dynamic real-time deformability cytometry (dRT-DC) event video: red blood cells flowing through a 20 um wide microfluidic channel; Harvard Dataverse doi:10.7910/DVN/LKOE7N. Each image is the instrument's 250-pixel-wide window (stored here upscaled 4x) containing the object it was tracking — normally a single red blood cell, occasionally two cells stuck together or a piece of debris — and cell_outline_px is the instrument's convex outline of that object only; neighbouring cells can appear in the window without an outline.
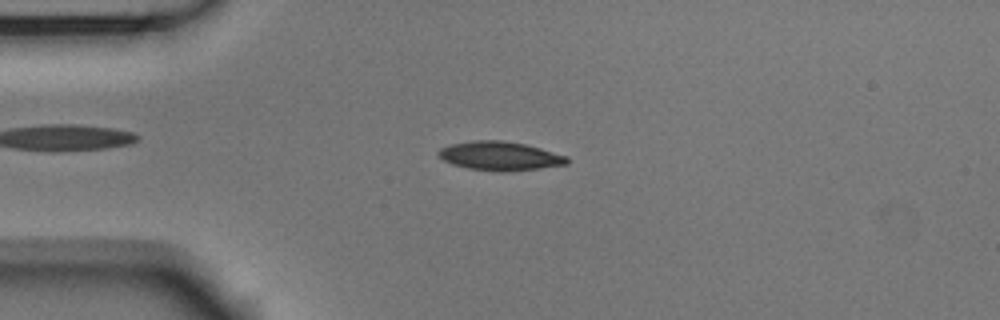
{"species": "Egyptian fruit bat (a non-hibernating species)", "species_latin": "Rousettus aegyptiacus", "temperature_condition": "room temperature", "stored_images_in_passage": 52, "camera_frame_rate_fps": 3000, "um_per_image_px": 0.085, "animal": {"sex": "male"}, "frame": {"image": 1, "passage_image": 12, "time_ms": 3.667, "image_size_px": [1000, 320], "cell_outline_px": [[568, 164], [504, 172], [500, 172], [468, 168], [452, 164], [444, 160], [436, 152], [440, 148], [452, 144], [472, 140], [504, 140], [524, 144], [540, 148], [568, 156]], "centroid_in_image_um": [42.48, 13.25], "position_along_channel_um": 42.5, "area_um2": 21.5}}
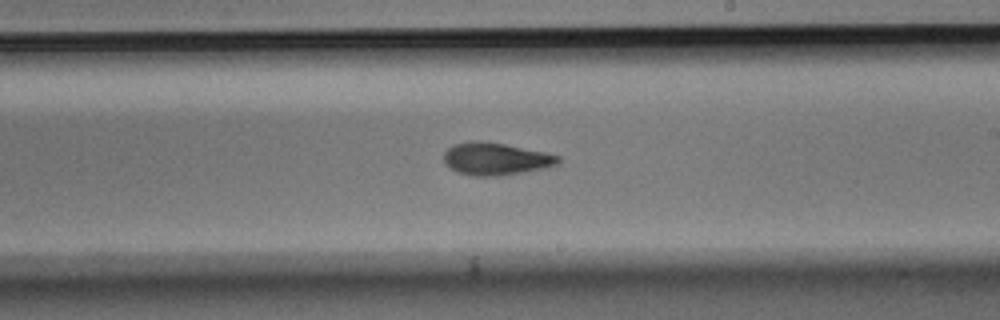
{"frame": {"image": 2, "passage_image": 30, "time_ms": 9.667, "image_size_px": [1000, 320], "cell_outline_px": [[560, 164], [544, 168], [524, 172], [500, 176], [472, 176], [456, 172], [444, 160], [444, 152], [448, 148], [456, 144], [480, 140], [504, 144], [544, 152], [560, 156]], "centroid_in_image_um": [42.16, 13.52], "position_along_channel_um": 246.8, "area_um2": 21.44}}
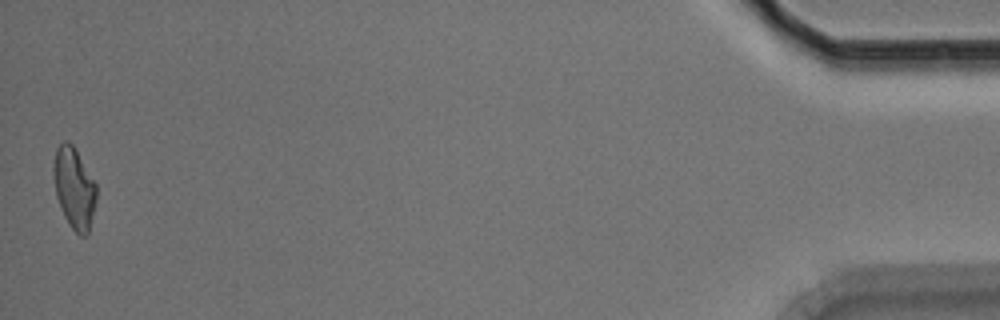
{"frame": {"image": 3, "passage_image": 52, "time_ms": 17.0, "image_size_px": [1000, 320], "cell_outline_px": [[96, 200], [88, 232], [84, 236], [80, 236], [68, 224], [64, 216], [56, 196], [52, 172], [52, 168], [56, 148], [64, 140], [68, 140], [76, 148], [96, 184]], "centroid_in_image_um": [6.28, 15.94], "position_along_channel_um": 428.9, "area_um2": 20.35}, "authors_computed_cell_mechanics": {"area_um2": 20.808, "velocity_mm_per_s": 3.7537, "shape_relaxation_time_tau1_ms": 4.94, "shape_relaxation_time_tau2_ms": 5.0536, "deformation_change_tau1": 0.1425, "deformation_change_tau2": 0.1105}}